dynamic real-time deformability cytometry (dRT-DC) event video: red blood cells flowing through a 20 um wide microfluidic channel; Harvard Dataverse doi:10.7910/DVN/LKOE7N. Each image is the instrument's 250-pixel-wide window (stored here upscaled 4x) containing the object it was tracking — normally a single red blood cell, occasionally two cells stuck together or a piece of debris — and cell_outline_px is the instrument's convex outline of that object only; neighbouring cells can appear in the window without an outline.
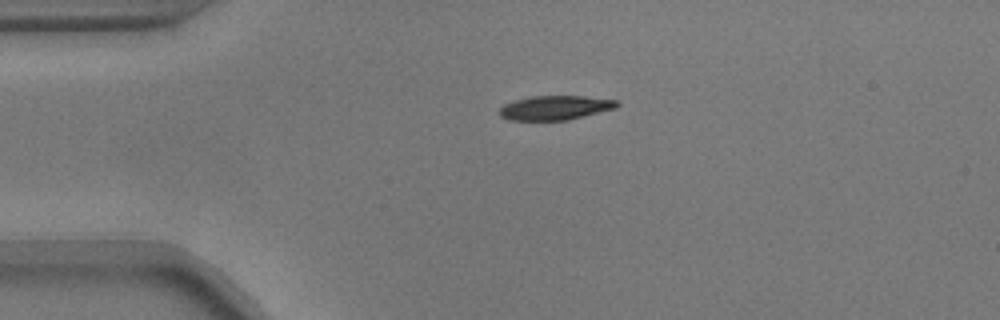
{"species": "common noctule bat (a hibernating species)", "species_latin": "Nyctalus noctula", "temperature_condition": "warm", "stored_images_in_passage": 43, "camera_frame_rate_fps": 3000, "um_per_image_px": 0.085, "animal": {"sex": "male", "body_mass_g": 17.9}, "frame": {"image": 1, "passage_image": 1, "time_ms": 0.0, "image_size_px": [1000, 320], "cell_outline_px": [[620, 104], [616, 108], [568, 120], [508, 120], [500, 116], [500, 108], [504, 104], [516, 100], [532, 96], [584, 96], [616, 100]], "centroid_in_image_um": [47.19, 9.16], "position_along_channel_um": 37.8, "area_um2": 16.53}}
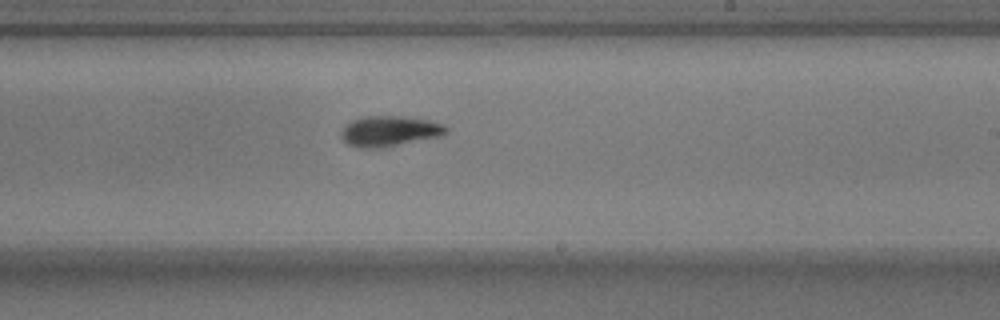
{"frame": {"image": 2, "passage_image": 21, "time_ms": 6.667, "image_size_px": [1000, 320], "cell_outline_px": [[448, 132], [440, 136], [380, 148], [364, 148], [348, 144], [340, 136], [340, 132], [352, 120], [360, 116], [400, 116], [428, 120], [444, 124], [448, 128]], "centroid_in_image_um": [33.11, 11.14], "position_along_channel_um": 255.9, "area_um2": 18.5}}
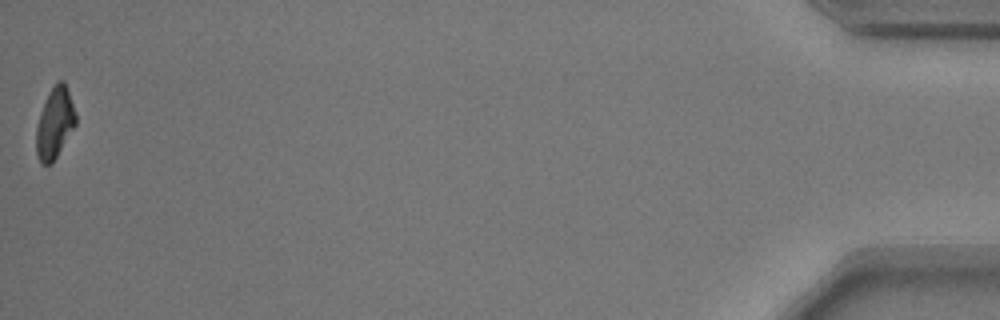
{"frame": {"image": 3, "passage_image": 43, "time_ms": 14.0, "image_size_px": [1000, 320], "cell_outline_px": [[76, 124], [52, 164], [40, 164], [36, 156], [36, 128], [40, 112], [48, 92], [56, 80], [64, 80], [76, 112]], "centroid_in_image_um": [4.64, 10.45], "position_along_channel_um": 430.6, "area_um2": 16.53}, "authors_computed_cell_mechanics": {"area_um2": 17.8024, "velocity_mm_per_s": 3.709, "shape_relaxation_time_tau1_ms": 3.3379, "shape_relaxation_time_tau2_ms": 2.1805, "deformation_change_tau1": 0.154, "deformation_change_tau2": 0.0643}}